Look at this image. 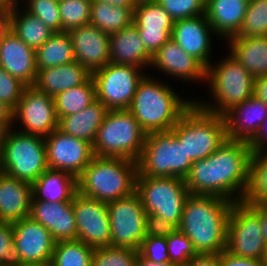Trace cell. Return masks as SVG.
<instances>
[{
	"mask_svg": "<svg viewBox=\"0 0 267 266\" xmlns=\"http://www.w3.org/2000/svg\"><path fill=\"white\" fill-rule=\"evenodd\" d=\"M134 8L115 6L100 0H92L90 24L110 35L133 23Z\"/></svg>",
	"mask_w": 267,
	"mask_h": 266,
	"instance_id": "cell-34",
	"label": "cell"
},
{
	"mask_svg": "<svg viewBox=\"0 0 267 266\" xmlns=\"http://www.w3.org/2000/svg\"><path fill=\"white\" fill-rule=\"evenodd\" d=\"M267 118L260 125L255 136L248 142L252 152L266 149L267 145Z\"/></svg>",
	"mask_w": 267,
	"mask_h": 266,
	"instance_id": "cell-49",
	"label": "cell"
},
{
	"mask_svg": "<svg viewBox=\"0 0 267 266\" xmlns=\"http://www.w3.org/2000/svg\"><path fill=\"white\" fill-rule=\"evenodd\" d=\"M8 130L9 128L5 124L0 123V153L2 151Z\"/></svg>",
	"mask_w": 267,
	"mask_h": 266,
	"instance_id": "cell-57",
	"label": "cell"
},
{
	"mask_svg": "<svg viewBox=\"0 0 267 266\" xmlns=\"http://www.w3.org/2000/svg\"><path fill=\"white\" fill-rule=\"evenodd\" d=\"M17 265L51 262L55 241L50 231L30 217L13 222Z\"/></svg>",
	"mask_w": 267,
	"mask_h": 266,
	"instance_id": "cell-17",
	"label": "cell"
},
{
	"mask_svg": "<svg viewBox=\"0 0 267 266\" xmlns=\"http://www.w3.org/2000/svg\"><path fill=\"white\" fill-rule=\"evenodd\" d=\"M18 6L9 9L10 30L20 38L27 46L36 50L41 47L53 34L38 17L23 10Z\"/></svg>",
	"mask_w": 267,
	"mask_h": 266,
	"instance_id": "cell-32",
	"label": "cell"
},
{
	"mask_svg": "<svg viewBox=\"0 0 267 266\" xmlns=\"http://www.w3.org/2000/svg\"><path fill=\"white\" fill-rule=\"evenodd\" d=\"M236 36H267V0H249L244 22Z\"/></svg>",
	"mask_w": 267,
	"mask_h": 266,
	"instance_id": "cell-38",
	"label": "cell"
},
{
	"mask_svg": "<svg viewBox=\"0 0 267 266\" xmlns=\"http://www.w3.org/2000/svg\"><path fill=\"white\" fill-rule=\"evenodd\" d=\"M10 30L9 10L0 7V41Z\"/></svg>",
	"mask_w": 267,
	"mask_h": 266,
	"instance_id": "cell-54",
	"label": "cell"
},
{
	"mask_svg": "<svg viewBox=\"0 0 267 266\" xmlns=\"http://www.w3.org/2000/svg\"><path fill=\"white\" fill-rule=\"evenodd\" d=\"M174 23L175 20L157 1L138 4L133 10V24L151 56L172 38Z\"/></svg>",
	"mask_w": 267,
	"mask_h": 266,
	"instance_id": "cell-18",
	"label": "cell"
},
{
	"mask_svg": "<svg viewBox=\"0 0 267 266\" xmlns=\"http://www.w3.org/2000/svg\"><path fill=\"white\" fill-rule=\"evenodd\" d=\"M75 60L90 73L110 62V35L92 24L70 30Z\"/></svg>",
	"mask_w": 267,
	"mask_h": 266,
	"instance_id": "cell-19",
	"label": "cell"
},
{
	"mask_svg": "<svg viewBox=\"0 0 267 266\" xmlns=\"http://www.w3.org/2000/svg\"><path fill=\"white\" fill-rule=\"evenodd\" d=\"M251 152L248 142L226 139L214 153L193 162L185 178L189 193L242 201L248 187Z\"/></svg>",
	"mask_w": 267,
	"mask_h": 266,
	"instance_id": "cell-1",
	"label": "cell"
},
{
	"mask_svg": "<svg viewBox=\"0 0 267 266\" xmlns=\"http://www.w3.org/2000/svg\"><path fill=\"white\" fill-rule=\"evenodd\" d=\"M13 223L0 222V266H16Z\"/></svg>",
	"mask_w": 267,
	"mask_h": 266,
	"instance_id": "cell-46",
	"label": "cell"
},
{
	"mask_svg": "<svg viewBox=\"0 0 267 266\" xmlns=\"http://www.w3.org/2000/svg\"><path fill=\"white\" fill-rule=\"evenodd\" d=\"M92 0H59L62 32L90 24Z\"/></svg>",
	"mask_w": 267,
	"mask_h": 266,
	"instance_id": "cell-39",
	"label": "cell"
},
{
	"mask_svg": "<svg viewBox=\"0 0 267 266\" xmlns=\"http://www.w3.org/2000/svg\"><path fill=\"white\" fill-rule=\"evenodd\" d=\"M109 45L111 63L140 68L151 66L152 56L146 51L133 23L110 34Z\"/></svg>",
	"mask_w": 267,
	"mask_h": 266,
	"instance_id": "cell-26",
	"label": "cell"
},
{
	"mask_svg": "<svg viewBox=\"0 0 267 266\" xmlns=\"http://www.w3.org/2000/svg\"><path fill=\"white\" fill-rule=\"evenodd\" d=\"M108 110L96 99L84 110L61 117L58 121V129L67 135L77 137L93 145L98 129L103 123Z\"/></svg>",
	"mask_w": 267,
	"mask_h": 266,
	"instance_id": "cell-30",
	"label": "cell"
},
{
	"mask_svg": "<svg viewBox=\"0 0 267 266\" xmlns=\"http://www.w3.org/2000/svg\"><path fill=\"white\" fill-rule=\"evenodd\" d=\"M207 80L216 102L195 103L210 113L224 116L254 94L255 78L230 54L217 65L210 64L206 68Z\"/></svg>",
	"mask_w": 267,
	"mask_h": 266,
	"instance_id": "cell-5",
	"label": "cell"
},
{
	"mask_svg": "<svg viewBox=\"0 0 267 266\" xmlns=\"http://www.w3.org/2000/svg\"><path fill=\"white\" fill-rule=\"evenodd\" d=\"M140 67L107 63L91 73L96 99L109 110L128 109L139 82L146 73Z\"/></svg>",
	"mask_w": 267,
	"mask_h": 266,
	"instance_id": "cell-11",
	"label": "cell"
},
{
	"mask_svg": "<svg viewBox=\"0 0 267 266\" xmlns=\"http://www.w3.org/2000/svg\"><path fill=\"white\" fill-rule=\"evenodd\" d=\"M19 0H0V7L5 9H12L19 4Z\"/></svg>",
	"mask_w": 267,
	"mask_h": 266,
	"instance_id": "cell-58",
	"label": "cell"
},
{
	"mask_svg": "<svg viewBox=\"0 0 267 266\" xmlns=\"http://www.w3.org/2000/svg\"><path fill=\"white\" fill-rule=\"evenodd\" d=\"M103 2H106L108 4H112L115 6H124V7H135V1L134 0H100Z\"/></svg>",
	"mask_w": 267,
	"mask_h": 266,
	"instance_id": "cell-56",
	"label": "cell"
},
{
	"mask_svg": "<svg viewBox=\"0 0 267 266\" xmlns=\"http://www.w3.org/2000/svg\"><path fill=\"white\" fill-rule=\"evenodd\" d=\"M0 66L26 86H34L37 78L35 50L11 30L0 41Z\"/></svg>",
	"mask_w": 267,
	"mask_h": 266,
	"instance_id": "cell-22",
	"label": "cell"
},
{
	"mask_svg": "<svg viewBox=\"0 0 267 266\" xmlns=\"http://www.w3.org/2000/svg\"><path fill=\"white\" fill-rule=\"evenodd\" d=\"M36 69L42 70L75 62L72 39L68 32L54 33L35 50Z\"/></svg>",
	"mask_w": 267,
	"mask_h": 266,
	"instance_id": "cell-33",
	"label": "cell"
},
{
	"mask_svg": "<svg viewBox=\"0 0 267 266\" xmlns=\"http://www.w3.org/2000/svg\"><path fill=\"white\" fill-rule=\"evenodd\" d=\"M263 265L267 266V242H265L264 252L261 258Z\"/></svg>",
	"mask_w": 267,
	"mask_h": 266,
	"instance_id": "cell-59",
	"label": "cell"
},
{
	"mask_svg": "<svg viewBox=\"0 0 267 266\" xmlns=\"http://www.w3.org/2000/svg\"><path fill=\"white\" fill-rule=\"evenodd\" d=\"M47 168L44 137L10 128L0 153V172L32 184Z\"/></svg>",
	"mask_w": 267,
	"mask_h": 266,
	"instance_id": "cell-9",
	"label": "cell"
},
{
	"mask_svg": "<svg viewBox=\"0 0 267 266\" xmlns=\"http://www.w3.org/2000/svg\"><path fill=\"white\" fill-rule=\"evenodd\" d=\"M193 161L186 155L184 144L170 131L147 133L142 154L137 161L138 174L148 177L185 179Z\"/></svg>",
	"mask_w": 267,
	"mask_h": 266,
	"instance_id": "cell-8",
	"label": "cell"
},
{
	"mask_svg": "<svg viewBox=\"0 0 267 266\" xmlns=\"http://www.w3.org/2000/svg\"><path fill=\"white\" fill-rule=\"evenodd\" d=\"M18 120L22 126L24 125L19 132L45 138L58 129L59 120L55 111L54 97L48 96L34 86H26L13 110V122Z\"/></svg>",
	"mask_w": 267,
	"mask_h": 266,
	"instance_id": "cell-15",
	"label": "cell"
},
{
	"mask_svg": "<svg viewBox=\"0 0 267 266\" xmlns=\"http://www.w3.org/2000/svg\"><path fill=\"white\" fill-rule=\"evenodd\" d=\"M32 186L0 172V222H16L30 215Z\"/></svg>",
	"mask_w": 267,
	"mask_h": 266,
	"instance_id": "cell-25",
	"label": "cell"
},
{
	"mask_svg": "<svg viewBox=\"0 0 267 266\" xmlns=\"http://www.w3.org/2000/svg\"><path fill=\"white\" fill-rule=\"evenodd\" d=\"M26 11L38 17L54 33L62 32L58 0H25ZM28 8V9H27Z\"/></svg>",
	"mask_w": 267,
	"mask_h": 266,
	"instance_id": "cell-41",
	"label": "cell"
},
{
	"mask_svg": "<svg viewBox=\"0 0 267 266\" xmlns=\"http://www.w3.org/2000/svg\"><path fill=\"white\" fill-rule=\"evenodd\" d=\"M16 266H51L50 263L46 264H23V265H16Z\"/></svg>",
	"mask_w": 267,
	"mask_h": 266,
	"instance_id": "cell-61",
	"label": "cell"
},
{
	"mask_svg": "<svg viewBox=\"0 0 267 266\" xmlns=\"http://www.w3.org/2000/svg\"><path fill=\"white\" fill-rule=\"evenodd\" d=\"M242 201L248 205L267 203V147L251 152L248 187Z\"/></svg>",
	"mask_w": 267,
	"mask_h": 266,
	"instance_id": "cell-35",
	"label": "cell"
},
{
	"mask_svg": "<svg viewBox=\"0 0 267 266\" xmlns=\"http://www.w3.org/2000/svg\"><path fill=\"white\" fill-rule=\"evenodd\" d=\"M253 95L267 105V75L255 78Z\"/></svg>",
	"mask_w": 267,
	"mask_h": 266,
	"instance_id": "cell-51",
	"label": "cell"
},
{
	"mask_svg": "<svg viewBox=\"0 0 267 266\" xmlns=\"http://www.w3.org/2000/svg\"><path fill=\"white\" fill-rule=\"evenodd\" d=\"M96 100L95 85L92 77L85 83L64 90L54 96L55 111L58 120L84 110Z\"/></svg>",
	"mask_w": 267,
	"mask_h": 266,
	"instance_id": "cell-36",
	"label": "cell"
},
{
	"mask_svg": "<svg viewBox=\"0 0 267 266\" xmlns=\"http://www.w3.org/2000/svg\"><path fill=\"white\" fill-rule=\"evenodd\" d=\"M264 247L259 214L243 201L233 202L227 224L226 250L235 256L261 259Z\"/></svg>",
	"mask_w": 267,
	"mask_h": 266,
	"instance_id": "cell-12",
	"label": "cell"
},
{
	"mask_svg": "<svg viewBox=\"0 0 267 266\" xmlns=\"http://www.w3.org/2000/svg\"><path fill=\"white\" fill-rule=\"evenodd\" d=\"M135 4H142V3H149V2H156L157 0H134Z\"/></svg>",
	"mask_w": 267,
	"mask_h": 266,
	"instance_id": "cell-60",
	"label": "cell"
},
{
	"mask_svg": "<svg viewBox=\"0 0 267 266\" xmlns=\"http://www.w3.org/2000/svg\"><path fill=\"white\" fill-rule=\"evenodd\" d=\"M138 252L136 249L115 246L95 248L92 266H134Z\"/></svg>",
	"mask_w": 267,
	"mask_h": 266,
	"instance_id": "cell-40",
	"label": "cell"
},
{
	"mask_svg": "<svg viewBox=\"0 0 267 266\" xmlns=\"http://www.w3.org/2000/svg\"><path fill=\"white\" fill-rule=\"evenodd\" d=\"M167 247L170 261L179 266L198 255L191 240L178 229L167 237Z\"/></svg>",
	"mask_w": 267,
	"mask_h": 266,
	"instance_id": "cell-43",
	"label": "cell"
},
{
	"mask_svg": "<svg viewBox=\"0 0 267 266\" xmlns=\"http://www.w3.org/2000/svg\"><path fill=\"white\" fill-rule=\"evenodd\" d=\"M44 141L48 168L66 171L76 178L94 157L90 143L67 135L59 129L52 131Z\"/></svg>",
	"mask_w": 267,
	"mask_h": 266,
	"instance_id": "cell-16",
	"label": "cell"
},
{
	"mask_svg": "<svg viewBox=\"0 0 267 266\" xmlns=\"http://www.w3.org/2000/svg\"><path fill=\"white\" fill-rule=\"evenodd\" d=\"M134 266H179L177 263L169 262H152L144 258L139 252L135 259Z\"/></svg>",
	"mask_w": 267,
	"mask_h": 266,
	"instance_id": "cell-55",
	"label": "cell"
},
{
	"mask_svg": "<svg viewBox=\"0 0 267 266\" xmlns=\"http://www.w3.org/2000/svg\"><path fill=\"white\" fill-rule=\"evenodd\" d=\"M260 216L264 241L267 242V203L250 205Z\"/></svg>",
	"mask_w": 267,
	"mask_h": 266,
	"instance_id": "cell-52",
	"label": "cell"
},
{
	"mask_svg": "<svg viewBox=\"0 0 267 266\" xmlns=\"http://www.w3.org/2000/svg\"><path fill=\"white\" fill-rule=\"evenodd\" d=\"M137 162L119 157L94 156L77 177V192L111 202L136 192Z\"/></svg>",
	"mask_w": 267,
	"mask_h": 266,
	"instance_id": "cell-4",
	"label": "cell"
},
{
	"mask_svg": "<svg viewBox=\"0 0 267 266\" xmlns=\"http://www.w3.org/2000/svg\"><path fill=\"white\" fill-rule=\"evenodd\" d=\"M267 118V105L254 95L225 115L227 139L249 142Z\"/></svg>",
	"mask_w": 267,
	"mask_h": 266,
	"instance_id": "cell-24",
	"label": "cell"
},
{
	"mask_svg": "<svg viewBox=\"0 0 267 266\" xmlns=\"http://www.w3.org/2000/svg\"><path fill=\"white\" fill-rule=\"evenodd\" d=\"M151 66L186 81H206V68L172 39L152 56Z\"/></svg>",
	"mask_w": 267,
	"mask_h": 266,
	"instance_id": "cell-23",
	"label": "cell"
},
{
	"mask_svg": "<svg viewBox=\"0 0 267 266\" xmlns=\"http://www.w3.org/2000/svg\"><path fill=\"white\" fill-rule=\"evenodd\" d=\"M138 251L144 258L152 262L170 261L166 237L146 236Z\"/></svg>",
	"mask_w": 267,
	"mask_h": 266,
	"instance_id": "cell-45",
	"label": "cell"
},
{
	"mask_svg": "<svg viewBox=\"0 0 267 266\" xmlns=\"http://www.w3.org/2000/svg\"><path fill=\"white\" fill-rule=\"evenodd\" d=\"M214 33L206 15L175 21L172 30L174 40L188 55L197 59L205 68L210 64L211 35Z\"/></svg>",
	"mask_w": 267,
	"mask_h": 266,
	"instance_id": "cell-20",
	"label": "cell"
},
{
	"mask_svg": "<svg viewBox=\"0 0 267 266\" xmlns=\"http://www.w3.org/2000/svg\"><path fill=\"white\" fill-rule=\"evenodd\" d=\"M31 186V200L68 202L77 192V178L66 171L47 168Z\"/></svg>",
	"mask_w": 267,
	"mask_h": 266,
	"instance_id": "cell-29",
	"label": "cell"
},
{
	"mask_svg": "<svg viewBox=\"0 0 267 266\" xmlns=\"http://www.w3.org/2000/svg\"><path fill=\"white\" fill-rule=\"evenodd\" d=\"M91 73L77 61L37 71L34 84L39 91L54 97L58 93L85 83Z\"/></svg>",
	"mask_w": 267,
	"mask_h": 266,
	"instance_id": "cell-28",
	"label": "cell"
},
{
	"mask_svg": "<svg viewBox=\"0 0 267 266\" xmlns=\"http://www.w3.org/2000/svg\"><path fill=\"white\" fill-rule=\"evenodd\" d=\"M136 192L146 214H156L179 226L184 203L190 195L185 179L137 174Z\"/></svg>",
	"mask_w": 267,
	"mask_h": 266,
	"instance_id": "cell-10",
	"label": "cell"
},
{
	"mask_svg": "<svg viewBox=\"0 0 267 266\" xmlns=\"http://www.w3.org/2000/svg\"><path fill=\"white\" fill-rule=\"evenodd\" d=\"M26 85L0 66V101L14 110Z\"/></svg>",
	"mask_w": 267,
	"mask_h": 266,
	"instance_id": "cell-44",
	"label": "cell"
},
{
	"mask_svg": "<svg viewBox=\"0 0 267 266\" xmlns=\"http://www.w3.org/2000/svg\"><path fill=\"white\" fill-rule=\"evenodd\" d=\"M145 75L127 109L147 132L170 131L195 103L180 98L170 86Z\"/></svg>",
	"mask_w": 267,
	"mask_h": 266,
	"instance_id": "cell-3",
	"label": "cell"
},
{
	"mask_svg": "<svg viewBox=\"0 0 267 266\" xmlns=\"http://www.w3.org/2000/svg\"><path fill=\"white\" fill-rule=\"evenodd\" d=\"M29 217L47 228L55 242L77 239L72 201L50 203L31 200Z\"/></svg>",
	"mask_w": 267,
	"mask_h": 266,
	"instance_id": "cell-21",
	"label": "cell"
},
{
	"mask_svg": "<svg viewBox=\"0 0 267 266\" xmlns=\"http://www.w3.org/2000/svg\"><path fill=\"white\" fill-rule=\"evenodd\" d=\"M0 123L5 124L9 129L14 124L13 110L2 101H0Z\"/></svg>",
	"mask_w": 267,
	"mask_h": 266,
	"instance_id": "cell-53",
	"label": "cell"
},
{
	"mask_svg": "<svg viewBox=\"0 0 267 266\" xmlns=\"http://www.w3.org/2000/svg\"><path fill=\"white\" fill-rule=\"evenodd\" d=\"M182 266H220L219 254H198Z\"/></svg>",
	"mask_w": 267,
	"mask_h": 266,
	"instance_id": "cell-50",
	"label": "cell"
},
{
	"mask_svg": "<svg viewBox=\"0 0 267 266\" xmlns=\"http://www.w3.org/2000/svg\"><path fill=\"white\" fill-rule=\"evenodd\" d=\"M249 0H206L205 15L214 34L229 39L238 34Z\"/></svg>",
	"mask_w": 267,
	"mask_h": 266,
	"instance_id": "cell-27",
	"label": "cell"
},
{
	"mask_svg": "<svg viewBox=\"0 0 267 266\" xmlns=\"http://www.w3.org/2000/svg\"><path fill=\"white\" fill-rule=\"evenodd\" d=\"M147 132L127 110H108L92 145L94 156L138 161Z\"/></svg>",
	"mask_w": 267,
	"mask_h": 266,
	"instance_id": "cell-6",
	"label": "cell"
},
{
	"mask_svg": "<svg viewBox=\"0 0 267 266\" xmlns=\"http://www.w3.org/2000/svg\"><path fill=\"white\" fill-rule=\"evenodd\" d=\"M72 207L77 227V240L84 242L93 249L111 246L107 203L76 192Z\"/></svg>",
	"mask_w": 267,
	"mask_h": 266,
	"instance_id": "cell-14",
	"label": "cell"
},
{
	"mask_svg": "<svg viewBox=\"0 0 267 266\" xmlns=\"http://www.w3.org/2000/svg\"><path fill=\"white\" fill-rule=\"evenodd\" d=\"M230 55L254 78L267 75V36L227 39Z\"/></svg>",
	"mask_w": 267,
	"mask_h": 266,
	"instance_id": "cell-31",
	"label": "cell"
},
{
	"mask_svg": "<svg viewBox=\"0 0 267 266\" xmlns=\"http://www.w3.org/2000/svg\"><path fill=\"white\" fill-rule=\"evenodd\" d=\"M178 227L171 221L166 220L156 214H146L145 233L146 236L168 237L173 234Z\"/></svg>",
	"mask_w": 267,
	"mask_h": 266,
	"instance_id": "cell-47",
	"label": "cell"
},
{
	"mask_svg": "<svg viewBox=\"0 0 267 266\" xmlns=\"http://www.w3.org/2000/svg\"><path fill=\"white\" fill-rule=\"evenodd\" d=\"M220 266H264L261 259H251L232 255L226 249L219 253Z\"/></svg>",
	"mask_w": 267,
	"mask_h": 266,
	"instance_id": "cell-48",
	"label": "cell"
},
{
	"mask_svg": "<svg viewBox=\"0 0 267 266\" xmlns=\"http://www.w3.org/2000/svg\"><path fill=\"white\" fill-rule=\"evenodd\" d=\"M94 249L80 240L55 243L51 266H92Z\"/></svg>",
	"mask_w": 267,
	"mask_h": 266,
	"instance_id": "cell-37",
	"label": "cell"
},
{
	"mask_svg": "<svg viewBox=\"0 0 267 266\" xmlns=\"http://www.w3.org/2000/svg\"><path fill=\"white\" fill-rule=\"evenodd\" d=\"M157 2L175 21L205 14L206 0H157Z\"/></svg>",
	"mask_w": 267,
	"mask_h": 266,
	"instance_id": "cell-42",
	"label": "cell"
},
{
	"mask_svg": "<svg viewBox=\"0 0 267 266\" xmlns=\"http://www.w3.org/2000/svg\"><path fill=\"white\" fill-rule=\"evenodd\" d=\"M111 246L139 250L145 233L146 211L137 192L107 203Z\"/></svg>",
	"mask_w": 267,
	"mask_h": 266,
	"instance_id": "cell-13",
	"label": "cell"
},
{
	"mask_svg": "<svg viewBox=\"0 0 267 266\" xmlns=\"http://www.w3.org/2000/svg\"><path fill=\"white\" fill-rule=\"evenodd\" d=\"M232 201L215 195L190 194L184 203L178 230L198 254H219L226 249Z\"/></svg>",
	"mask_w": 267,
	"mask_h": 266,
	"instance_id": "cell-2",
	"label": "cell"
},
{
	"mask_svg": "<svg viewBox=\"0 0 267 266\" xmlns=\"http://www.w3.org/2000/svg\"><path fill=\"white\" fill-rule=\"evenodd\" d=\"M194 162L214 153L227 139L224 116L207 112L194 103L171 129Z\"/></svg>",
	"mask_w": 267,
	"mask_h": 266,
	"instance_id": "cell-7",
	"label": "cell"
}]
</instances>
